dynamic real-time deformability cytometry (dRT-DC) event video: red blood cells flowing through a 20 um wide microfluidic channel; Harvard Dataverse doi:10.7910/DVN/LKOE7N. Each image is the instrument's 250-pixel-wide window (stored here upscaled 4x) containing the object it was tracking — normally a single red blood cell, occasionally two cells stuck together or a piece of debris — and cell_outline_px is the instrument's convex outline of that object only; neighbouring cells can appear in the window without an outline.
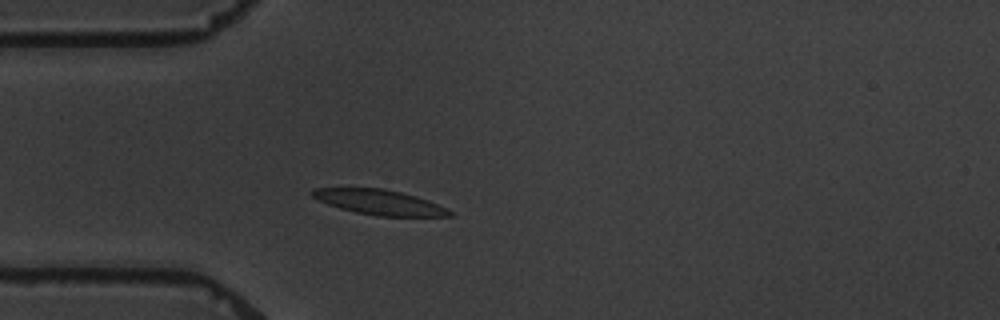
{"species": "common noctule bat (a hibernating species)", "species_latin": "Nyctalus noctula", "temperature_condition": "warm", "stored_images_in_passage": 3, "camera_frame_rate_fps": 3000, "um_per_image_px": 0.085, "animal": {"sex": "male", "body_mass_g": 19.5, "forearm_length_mm": 54.6}, "frame": {"image": 1, "passage_image": 3, "time_ms": 3.0, "image_size_px": [1000, 320], "cell_outline_px": [[452, 216], [376, 216], [356, 212], [340, 208], [328, 204], [312, 196], [312, 188], [384, 188], [416, 196], [428, 200], [448, 208], [452, 212]], "centroid_in_image_um": [32.28, 17.19], "position_along_channel_um": 52.7, "area_um2": 19.88}}